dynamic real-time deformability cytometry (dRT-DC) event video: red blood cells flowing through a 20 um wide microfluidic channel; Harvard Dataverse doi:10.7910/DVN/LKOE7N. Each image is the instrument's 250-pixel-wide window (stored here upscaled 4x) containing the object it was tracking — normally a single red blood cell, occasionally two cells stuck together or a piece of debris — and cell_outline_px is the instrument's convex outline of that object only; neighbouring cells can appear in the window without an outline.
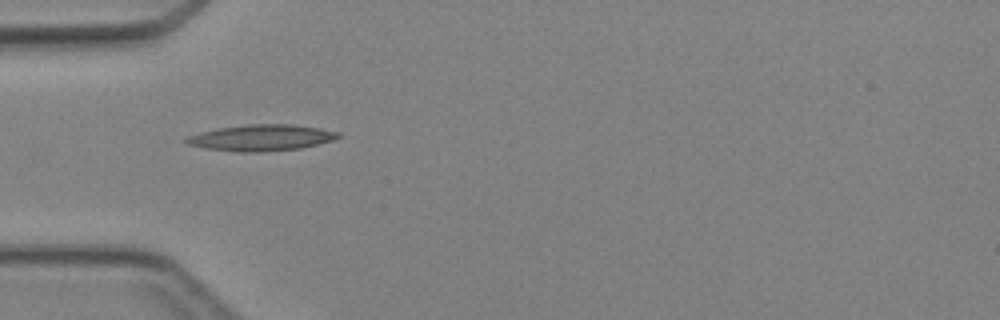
{"species": "Egyptian fruit bat (a non-hibernating species)", "species_latin": "Rousettus aegyptiacus", "temperature_condition": "cold", "stored_images_in_passage": 14, "camera_frame_rate_fps": 3000, "um_per_image_px": 0.085, "animal": {"sex": "female"}, "frame": {"image": 1, "passage_image": 1, "time_ms": 0.0, "image_size_px": [1000, 320], "cell_outline_px": [[340, 136], [332, 140], [300, 148], [260, 152], [236, 152], [204, 148], [188, 144], [184, 140], [188, 136], [200, 132], [220, 128], [248, 124], [292, 124], [320, 128], [340, 132]], "centroid_in_image_um": [22.2, 11.7], "position_along_channel_um": 62.8, "area_um2": 23.06}}
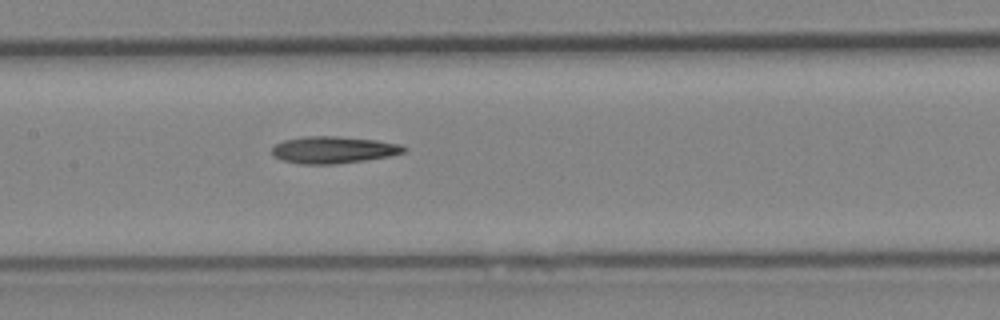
{"frame": {"image": 2, "passage_image": 9, "time_ms": 2.667, "image_size_px": [1000, 320], "cell_outline_px": [[408, 148], [404, 152], [388, 156], [364, 160], [336, 164], [300, 164], [284, 160], [272, 156], [272, 148], [276, 144], [284, 140], [308, 136], [336, 136], [376, 140], [400, 144]], "centroid_in_image_um": [28.33, 12.74], "position_along_channel_um": 179.1, "area_um2": 20.58}}
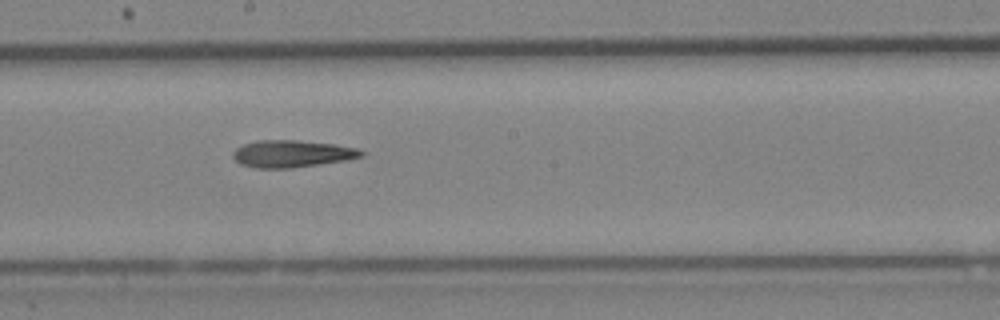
{"frame": {"image": 3, "passage_image": 12, "time_ms": 3.667, "image_size_px": [1000, 320], "cell_outline_px": [[364, 156], [348, 160], [292, 168], [256, 168], [240, 164], [232, 156], [232, 152], [236, 148], [244, 144], [256, 140], [296, 140], [332, 144], [356, 148], [364, 152]], "centroid_in_image_um": [24.8, 13.07], "position_along_channel_um": 223.4, "area_um2": 20.29}}